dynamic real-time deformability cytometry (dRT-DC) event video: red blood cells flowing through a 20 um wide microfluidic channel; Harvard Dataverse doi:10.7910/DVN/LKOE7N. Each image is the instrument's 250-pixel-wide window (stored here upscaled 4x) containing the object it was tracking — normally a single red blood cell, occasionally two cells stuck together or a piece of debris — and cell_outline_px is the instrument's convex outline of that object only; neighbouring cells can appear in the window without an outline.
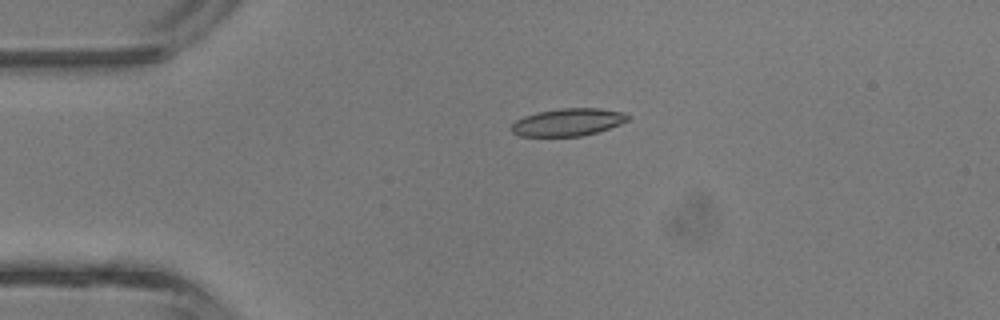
{"species": "common noctule bat (a hibernating species)", "species_latin": "Nyctalus noctula", "temperature_condition": "room temperature", "stored_images_in_passage": 33, "camera_frame_rate_fps": 3000, "um_per_image_px": 0.085, "animal": {"sex": "male", "body_mass_g": 13.3}, "frame": {"image": 1, "passage_image": 1, "time_ms": 0.0, "image_size_px": [1000, 320], "cell_outline_px": [[628, 120], [620, 124], [596, 132], [580, 136], [520, 136], [512, 132], [508, 128], [516, 120], [524, 116], [536, 112], [560, 108], [600, 108], [624, 112], [628, 116]], "centroid_in_image_um": [48.23, 10.38], "position_along_channel_um": 36.8, "area_um2": 18.67}}
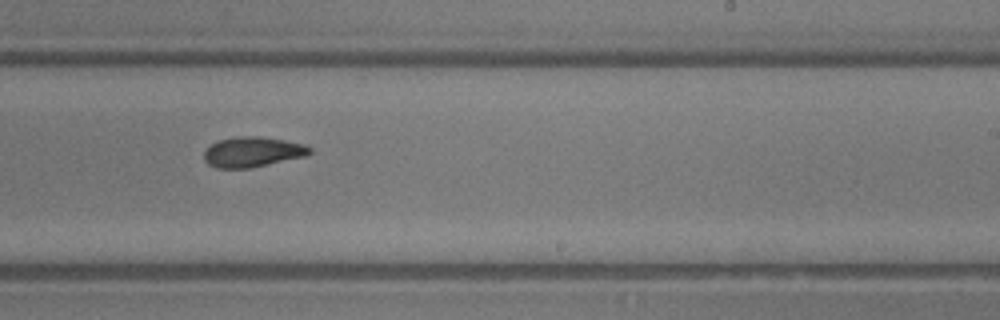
{"frame": {"image": 2, "passage_image": 17, "time_ms": 5.333, "image_size_px": [1000, 320], "cell_outline_px": [[312, 152], [308, 156], [248, 168], [216, 168], [208, 164], [204, 160], [204, 152], [216, 140], [236, 136], [260, 136], [284, 140], [304, 144], [312, 148]], "centroid_in_image_um": [21.48, 12.91], "position_along_channel_um": 267.5, "area_um2": 18.73}}
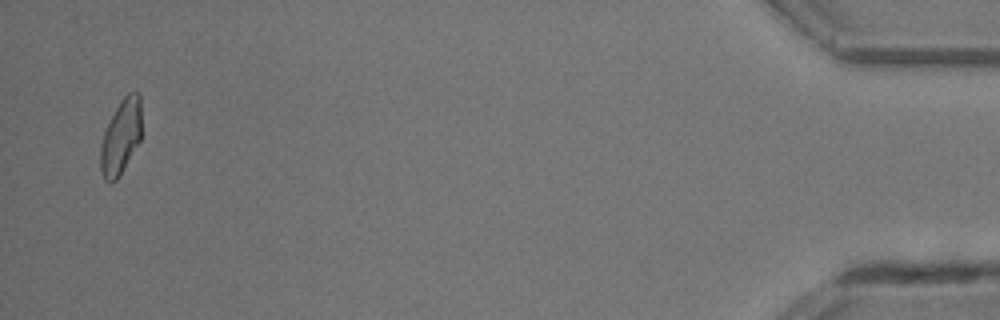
{"frame": {"image": 3, "passage_image": 32, "time_ms": 10.333, "image_size_px": [1000, 320], "cell_outline_px": [[140, 140], [116, 180], [104, 180], [100, 168], [100, 144], [104, 132], [120, 100], [128, 92], [136, 92], [140, 96]], "centroid_in_image_um": [10.25, 11.61], "position_along_channel_um": 424.9, "area_um2": 17.4}, "authors_computed_cell_mechanics": {"area_um2": 18.6694, "velocity_mm_per_s": 4.9876, "shape_relaxation_time_tau1_ms": 4.8271, "shape_relaxation_time_tau2_ms": 2.669, "deformation_change_tau1": 0.1457, "deformation_change_tau2": 0.0928}}